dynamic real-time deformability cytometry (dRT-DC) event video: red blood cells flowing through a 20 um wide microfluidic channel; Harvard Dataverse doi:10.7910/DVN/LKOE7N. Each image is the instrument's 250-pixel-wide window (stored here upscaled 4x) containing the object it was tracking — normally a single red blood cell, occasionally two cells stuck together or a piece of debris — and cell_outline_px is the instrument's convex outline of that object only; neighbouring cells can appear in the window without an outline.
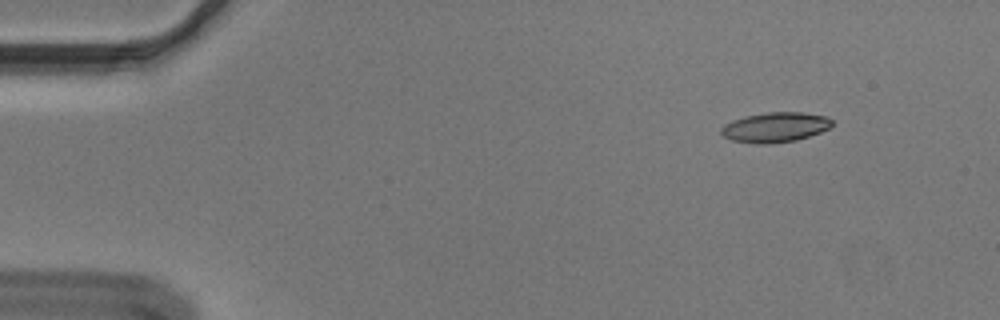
{"species": "Egyptian fruit bat (a non-hibernating species)", "species_latin": "Rousettus aegyptiacus", "temperature_condition": "cold", "stored_images_in_passage": 50, "camera_frame_rate_fps": 3000, "um_per_image_px": 0.085, "animal": {"sex": "male"}, "frame": {"image": 1, "passage_image": 1, "time_ms": 0.0, "image_size_px": [1000, 320], "cell_outline_px": [[832, 124], [828, 128], [820, 132], [796, 140], [768, 144], [756, 144], [732, 140], [724, 136], [720, 132], [720, 128], [724, 124], [732, 120], [744, 116], [768, 112], [804, 112], [828, 116], [832, 120]], "centroid_in_image_um": [65.87, 10.81], "position_along_channel_um": 19.1, "area_um2": 19.42}}
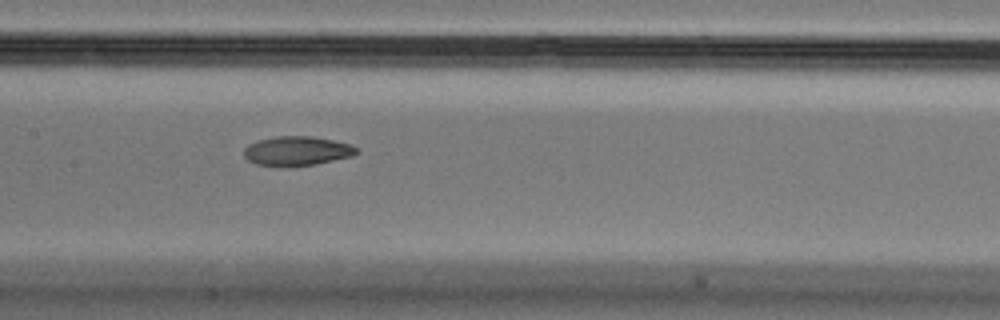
{"frame": {"image": 2, "passage_image": 22, "time_ms": 7.0, "image_size_px": [1000, 320], "cell_outline_px": [[360, 152], [352, 156], [316, 164], [284, 168], [256, 164], [248, 160], [244, 156], [244, 148], [248, 144], [260, 140], [276, 136], [312, 136], [352, 144]], "centroid_in_image_um": [25.24, 12.85], "position_along_channel_um": 182.2, "area_um2": 19.54}}
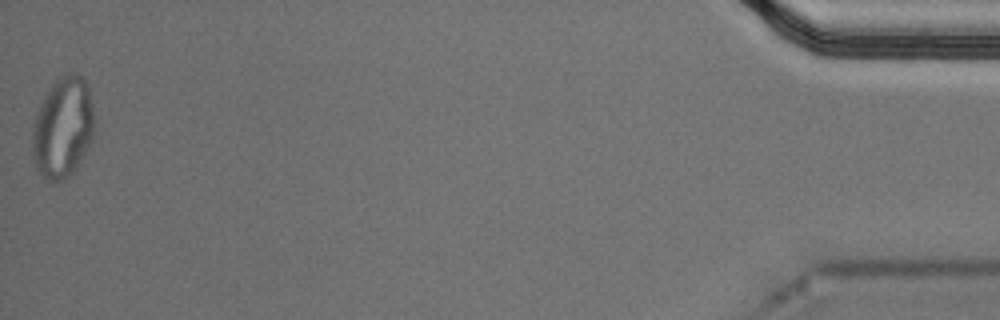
{"frame": {"image": 3, "passage_image": 50, "time_ms": 16.333, "image_size_px": [1000, 320], "cell_outline_px": [[92, 140], [76, 168], [68, 176], [52, 184], [36, 172], [32, 152], [32, 132], [36, 116], [40, 104], [52, 84], [60, 76], [72, 72], [76, 72], [84, 76], [88, 84], [92, 104]], "centroid_in_image_um": [5.32, 10.85], "position_along_channel_um": 429.9, "area_um2": 36.47}, "authors_computed_cell_mechanics": {"area_um2": 20.1722, "velocity_mm_per_s": 3.6284, "shape_relaxation_time_tau1_ms": null, "shape_relaxation_time_tau2_ms": 8.5458, "deformation_change_tau1": null, "deformation_change_tau2": 0.1481}}